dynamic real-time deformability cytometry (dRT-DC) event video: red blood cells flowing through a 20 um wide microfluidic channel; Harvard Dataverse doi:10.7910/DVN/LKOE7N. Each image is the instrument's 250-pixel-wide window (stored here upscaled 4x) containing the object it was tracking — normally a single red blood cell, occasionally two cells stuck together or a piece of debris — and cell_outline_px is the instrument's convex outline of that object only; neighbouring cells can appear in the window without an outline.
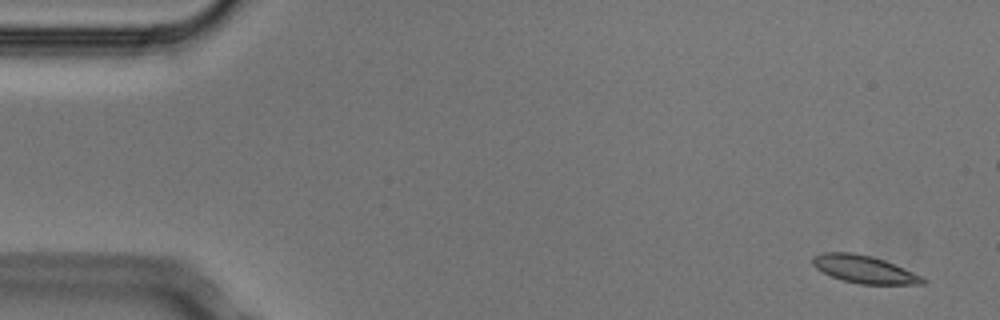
{"species": "Egyptian fruit bat (a non-hibernating species)", "species_latin": "Rousettus aegyptiacus", "temperature_condition": "cold", "stored_images_in_passage": 9, "segment_of_instrument_passage": [1, 2], "camera_frame_rate_fps": 3000, "um_per_image_px": 0.085, "animal": {"sex": "male"}, "frame": {"image": 1, "passage_image": 1, "time_ms": 0.0, "image_size_px": [1000, 320], "cell_outline_px": [[928, 280], [924, 284], [860, 284], [844, 280], [832, 276], [816, 268], [812, 264], [812, 256], [824, 252], [852, 252], [872, 256], [884, 260], [924, 276]], "centroid_in_image_um": [73.49, 22.88], "position_along_channel_um": 11.5, "area_um2": 17.74}}
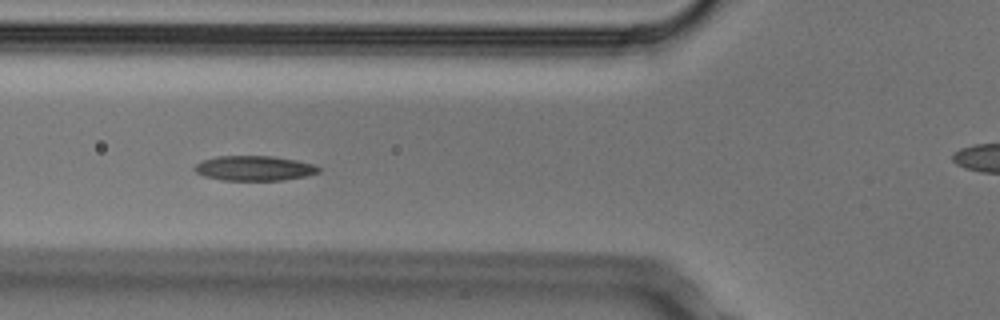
{"frame": {"image": 2, "passage_image": 6, "time_ms": 1.667, "image_size_px": [1000, 320], "cell_outline_px": [[320, 172], [304, 176], [284, 180], [224, 180], [204, 176], [196, 172], [192, 168], [196, 164], [204, 160], [216, 156], [272, 156], [296, 160], [316, 164], [320, 168]], "centroid_in_image_um": [21.63, 14.29], "position_along_channel_um": 104.2, "area_um2": 17.98}}
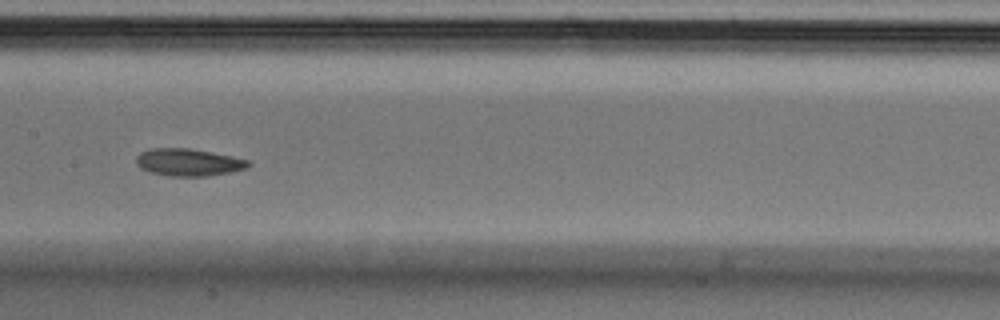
{"frame": {"image": 3, "passage_image": 8, "time_ms": 2.333, "image_size_px": [1000, 320], "cell_outline_px": [[252, 164], [244, 168], [232, 172], [208, 176], [168, 176], [152, 172], [140, 168], [136, 164], [136, 156], [140, 152], [148, 148], [188, 148], [212, 152], [232, 156], [248, 160]], "centroid_in_image_um": [15.99, 13.79], "position_along_channel_um": 191.4, "area_um2": 17.92}}